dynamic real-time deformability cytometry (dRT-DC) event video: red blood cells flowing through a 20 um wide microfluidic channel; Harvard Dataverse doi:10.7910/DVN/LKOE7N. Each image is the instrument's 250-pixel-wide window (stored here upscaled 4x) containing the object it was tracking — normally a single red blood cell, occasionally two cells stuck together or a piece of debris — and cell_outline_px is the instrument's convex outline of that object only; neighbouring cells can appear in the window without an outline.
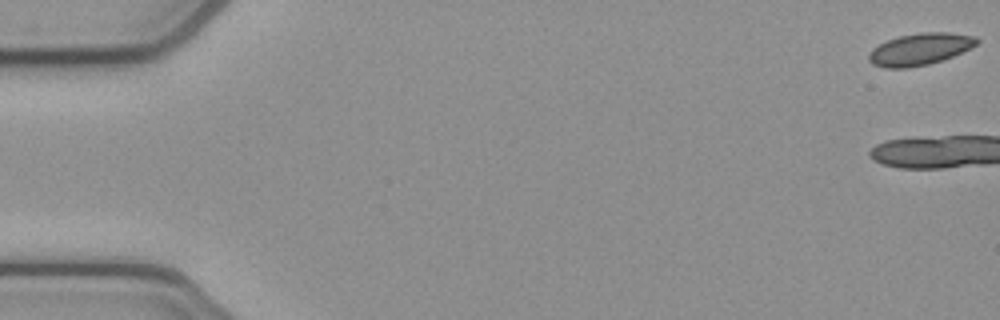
{"species": "common noctule bat (a hibernating species)", "species_latin": "Nyctalus noctula", "temperature_condition": "cold", "stored_images_in_passage": 4, "camera_frame_rate_fps": 3000, "um_per_image_px": 0.085, "animal": {"sex": "female", "body_mass_g": 21.9}, "frame": {"image": 1, "passage_image": 1, "time_ms": 0.0, "image_size_px": [1000, 320], "cell_outline_px": [[980, 40], [976, 44], [952, 56], [928, 64], [908, 68], [884, 68], [872, 64], [868, 60], [868, 56], [872, 48], [888, 40], [900, 36], [920, 32], [948, 32], [976, 36]], "centroid_in_image_um": [78.16, 4.18], "position_along_channel_um": 6.8, "area_um2": 19.88}}